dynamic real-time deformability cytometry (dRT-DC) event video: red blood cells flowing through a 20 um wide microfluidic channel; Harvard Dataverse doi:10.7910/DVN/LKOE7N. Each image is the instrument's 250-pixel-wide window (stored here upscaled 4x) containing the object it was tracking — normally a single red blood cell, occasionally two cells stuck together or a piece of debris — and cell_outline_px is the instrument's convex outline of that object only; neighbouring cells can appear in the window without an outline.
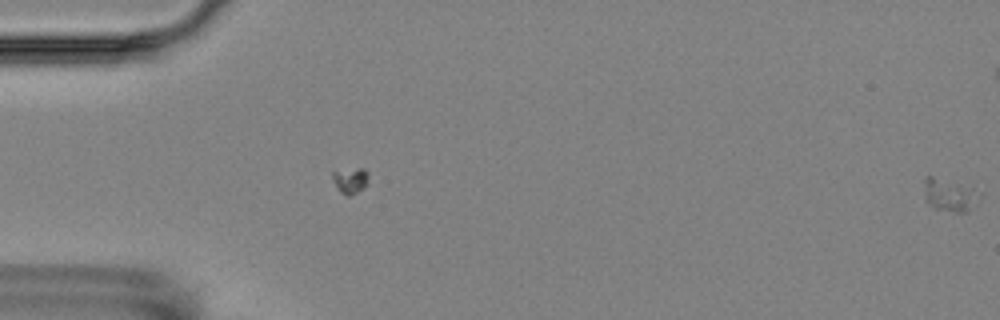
{"species": "Egyptian fruit bat (a non-hibernating species)", "species_latin": "Rousettus aegyptiacus", "temperature_condition": "room temperature", "stored_images_in_passage": 5, "camera_frame_rate_fps": 3000, "um_per_image_px": 0.085, "animal": {"sex": "female"}, "frame": {"image": 1, "passage_image": 5, "time_ms": 6.0, "image_size_px": [1000, 320], "cell_outline_px": [[984, 192], [964, 212], [956, 212], [936, 208], [924, 196], [924, 176], [932, 176], [972, 188]], "centroid_in_image_um": [80.7, 16.54], "position_along_channel_um": 4.3, "area_um2": 10.06}}